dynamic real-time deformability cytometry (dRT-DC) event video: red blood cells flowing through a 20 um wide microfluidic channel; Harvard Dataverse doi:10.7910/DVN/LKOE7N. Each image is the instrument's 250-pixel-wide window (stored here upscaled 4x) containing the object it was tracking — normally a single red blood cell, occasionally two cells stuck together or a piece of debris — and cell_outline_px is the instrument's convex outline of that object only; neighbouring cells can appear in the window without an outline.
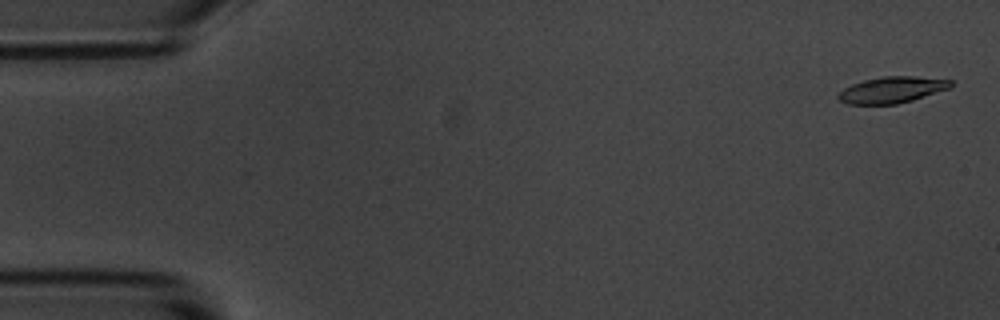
{"species": "common noctule bat (a hibernating species)", "species_latin": "Nyctalus noctula", "temperature_condition": "room temperature", "stored_images_in_passage": 52, "camera_frame_rate_fps": 3000, "um_per_image_px": 0.085, "animal": {"sex": "male", "body_mass_g": 20.1, "forearm_length_mm": 53.5}, "frame": {"image": 1, "passage_image": 2, "time_ms": 0.333, "image_size_px": [1000, 320], "cell_outline_px": [[952, 88], [912, 100], [896, 104], [848, 104], [840, 100], [836, 96], [844, 88], [852, 84], [864, 80], [884, 76], [916, 76], [952, 80]], "centroid_in_image_um": [75.84, 7.63], "position_along_channel_um": 9.2, "area_um2": 17.22}}
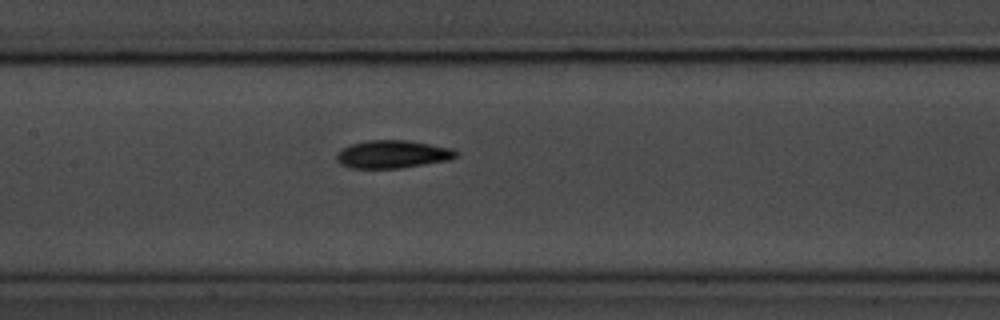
{"frame": {"image": 2, "passage_image": 26, "time_ms": 8.333, "image_size_px": [1000, 320], "cell_outline_px": [[460, 152], [456, 156], [448, 160], [400, 168], [352, 168], [340, 164], [336, 160], [336, 156], [340, 148], [352, 144], [368, 140], [404, 140], [452, 148]], "centroid_in_image_um": [33.34, 13.11], "position_along_channel_um": 174.1, "area_um2": 19.31}}
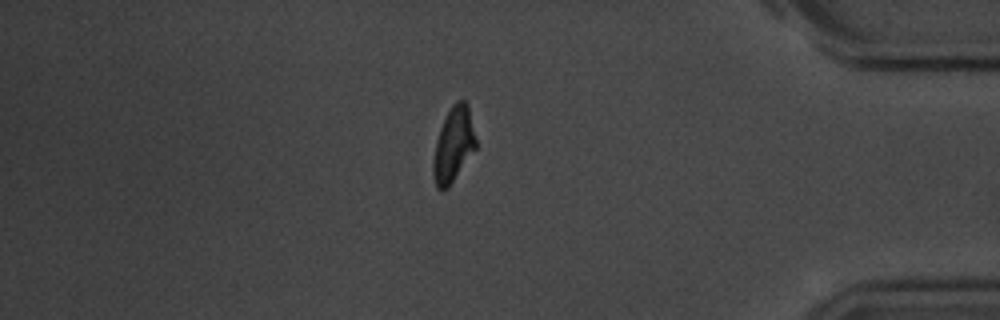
{"frame": {"image": 3, "passage_image": 47, "time_ms": 15.333, "image_size_px": [1000, 320], "cell_outline_px": [[476, 148], [448, 188], [436, 188], [432, 176], [432, 160], [436, 140], [440, 128], [452, 104], [456, 100], [464, 100], [468, 104], [476, 140]], "centroid_in_image_um": [38.52, 12.3], "position_along_channel_um": 396.7, "area_um2": 18.55}, "authors_computed_cell_mechanics": {"area_um2": 18.4382, "velocity_mm_per_s": 3.6589, "shape_relaxation_time_tau1_ms": 2.8598, "shape_relaxation_time_tau2_ms": 4.7673, "deformation_change_tau1": 0.1402, "deformation_change_tau2": 0.1024}}